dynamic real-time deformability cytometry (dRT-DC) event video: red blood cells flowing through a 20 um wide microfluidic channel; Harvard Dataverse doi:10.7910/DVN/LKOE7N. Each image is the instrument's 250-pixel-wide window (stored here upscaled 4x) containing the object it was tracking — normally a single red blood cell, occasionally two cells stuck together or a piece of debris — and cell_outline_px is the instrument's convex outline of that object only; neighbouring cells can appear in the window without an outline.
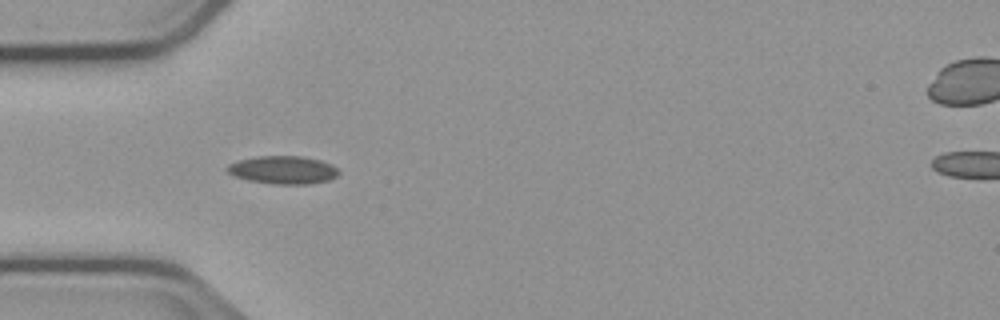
{"species": "common noctule bat (a hibernating species)", "species_latin": "Nyctalus noctula", "temperature_condition": "cold", "stored_images_in_passage": 15, "camera_frame_rate_fps": 3000, "um_per_image_px": 0.085, "animal": {"sex": "male", "body_mass_g": 23.1, "forearm_length_mm": 52.7}, "frame": {"image": 1, "passage_image": 5, "time_ms": 1.333, "image_size_px": [1000, 320], "cell_outline_px": [[340, 172], [336, 176], [328, 180], [308, 184], [272, 184], [248, 180], [236, 176], [228, 172], [224, 168], [228, 164], [240, 160], [256, 156], [300, 156], [320, 160], [336, 168]], "centroid_in_image_um": [24.02, 14.44], "position_along_channel_um": 61.0, "area_um2": 18.03}}
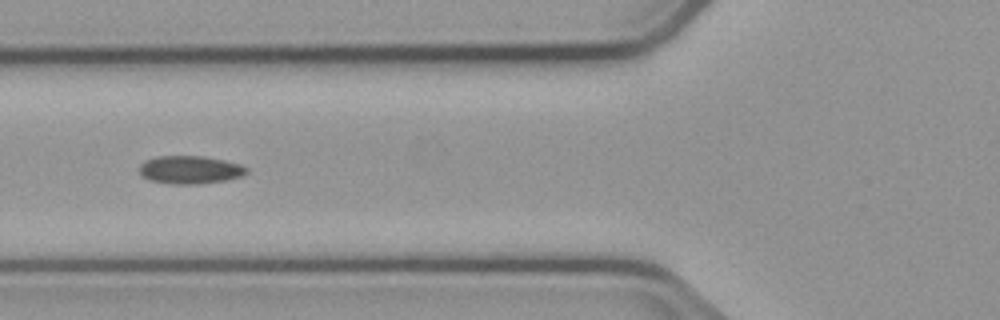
{"frame": {"image": 2, "passage_image": 9, "time_ms": 2.667, "image_size_px": [1000, 320], "cell_outline_px": [[248, 172], [240, 176], [224, 180], [200, 184], [172, 184], [152, 180], [144, 176], [140, 172], [140, 164], [148, 160], [160, 156], [204, 156], [224, 160], [240, 164], [248, 168]], "centroid_in_image_um": [16.19, 14.43], "position_along_channel_um": 109.6, "area_um2": 17.22}}